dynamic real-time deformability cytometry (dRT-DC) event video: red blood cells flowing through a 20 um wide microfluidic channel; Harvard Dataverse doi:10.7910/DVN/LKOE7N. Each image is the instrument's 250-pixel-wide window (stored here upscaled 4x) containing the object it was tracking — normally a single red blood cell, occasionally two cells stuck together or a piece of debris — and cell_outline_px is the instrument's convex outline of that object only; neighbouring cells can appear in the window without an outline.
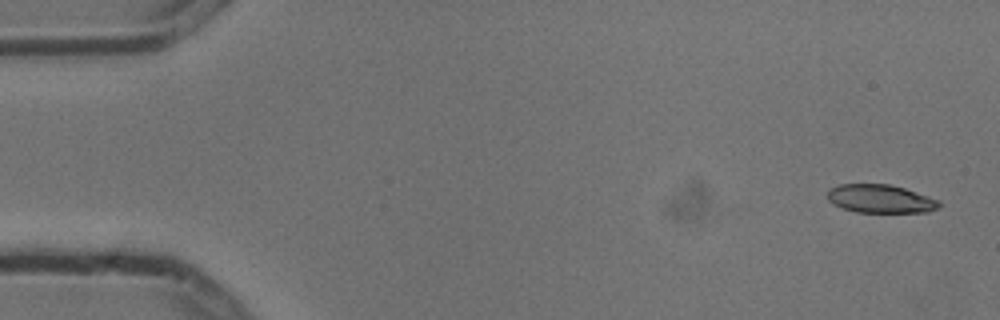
{"species": "common noctule bat (a hibernating species)", "species_latin": "Nyctalus noctula", "temperature_condition": "cold", "stored_images_in_passage": 5, "camera_frame_rate_fps": 3000, "um_per_image_px": 0.085, "animal": {"sex": "male", "body_mass_g": 13.3}, "frame": {"image": 1, "passage_image": 1, "time_ms": 0.0, "image_size_px": [1000, 320], "cell_outline_px": [[940, 208], [928, 212], [856, 212], [840, 208], [832, 204], [828, 200], [828, 188], [840, 184], [888, 184], [904, 188], [940, 200]], "centroid_in_image_um": [74.82, 16.9], "position_along_channel_um": 10.2, "area_um2": 18.61}}
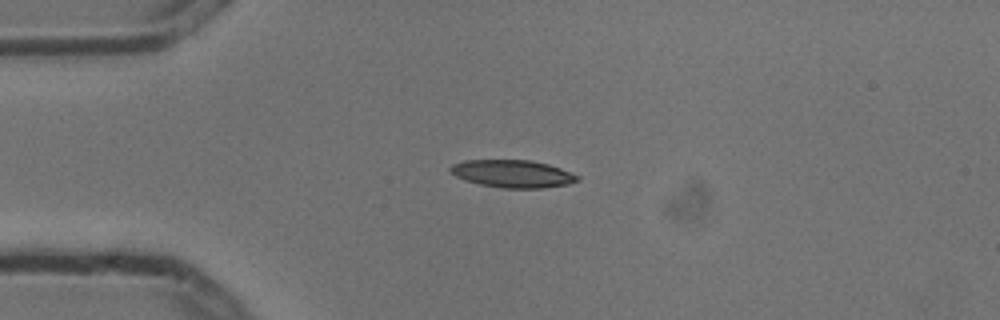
{"frame": {"image": 2, "passage_image": 4, "time_ms": 1.0, "image_size_px": [1000, 320], "cell_outline_px": [[580, 180], [568, 184], [540, 188], [500, 188], [480, 184], [464, 180], [448, 172], [448, 168], [452, 164], [464, 160], [532, 160], [548, 164], [560, 168], [580, 176]], "centroid_in_image_um": [43.54, 14.76], "position_along_channel_um": 41.5, "area_um2": 20.58}}